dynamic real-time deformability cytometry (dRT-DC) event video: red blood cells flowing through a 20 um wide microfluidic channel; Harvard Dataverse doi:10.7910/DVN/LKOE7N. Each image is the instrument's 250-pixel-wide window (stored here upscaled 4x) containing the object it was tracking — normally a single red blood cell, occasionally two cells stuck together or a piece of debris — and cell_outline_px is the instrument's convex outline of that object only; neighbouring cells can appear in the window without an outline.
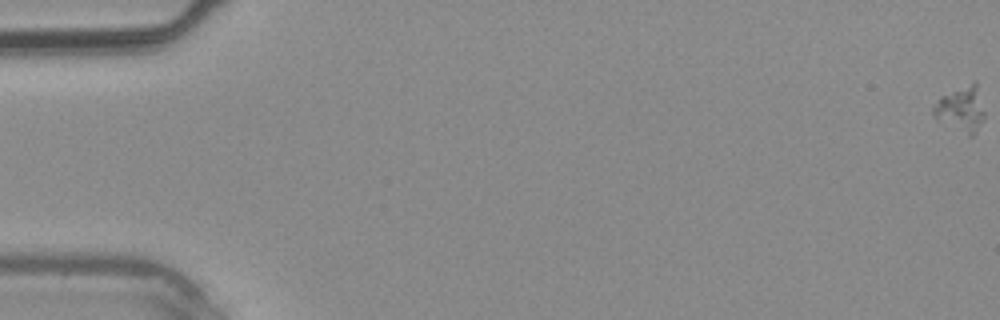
{"species": "common noctule bat (a hibernating species)", "species_latin": "Nyctalus noctula", "temperature_condition": "warm", "stored_images_in_passage": 43, "camera_frame_rate_fps": 3000, "um_per_image_px": 0.085, "animal": {"sex": "male", "body_mass_g": 20.4}, "frame": {"image": 1, "passage_image": 1, "time_ms": 0.0, "image_size_px": [1000, 320], "cell_outline_px": [[984, 120], [976, 132], [972, 136], [968, 136], [936, 120], [932, 112], [932, 108], [940, 96], [972, 80], [976, 80], [984, 112]], "centroid_in_image_um": [81.68, 9.26], "position_along_channel_um": 3.3, "area_um2": 13.93}}